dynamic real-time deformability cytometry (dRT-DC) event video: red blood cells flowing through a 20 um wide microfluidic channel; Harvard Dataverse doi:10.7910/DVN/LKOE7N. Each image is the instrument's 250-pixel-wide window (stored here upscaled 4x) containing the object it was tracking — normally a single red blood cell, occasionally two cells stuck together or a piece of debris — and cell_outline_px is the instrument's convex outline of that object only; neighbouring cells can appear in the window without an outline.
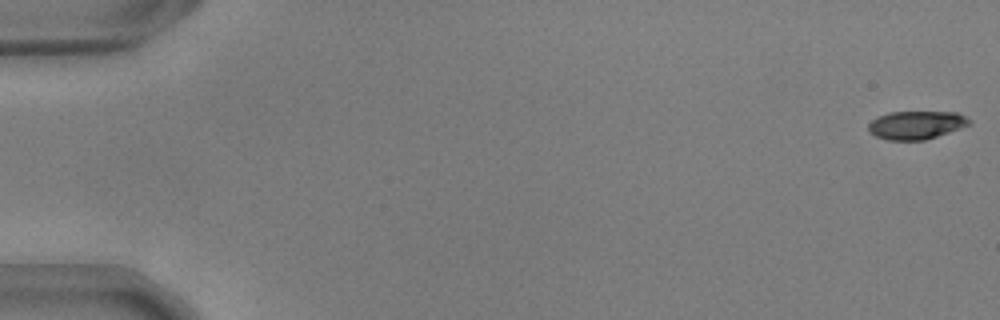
{"species": "common noctule bat (a hibernating species)", "species_latin": "Nyctalus noctula", "temperature_condition": "warm", "stored_images_in_passage": 53, "camera_frame_rate_fps": 3000, "um_per_image_px": 0.085, "animal": {"sex": "male", "body_mass_g": 17.9, "forearm_length_mm": 54.2}, "frame": {"image": 1, "passage_image": 1, "time_ms": 0.0, "image_size_px": [1000, 320], "cell_outline_px": [[972, 124], [924, 140], [888, 140], [876, 136], [868, 132], [868, 124], [876, 116], [888, 112], [956, 112], [972, 120]], "centroid_in_image_um": [77.85, 10.62], "position_along_channel_um": 7.1, "area_um2": 16.65}}
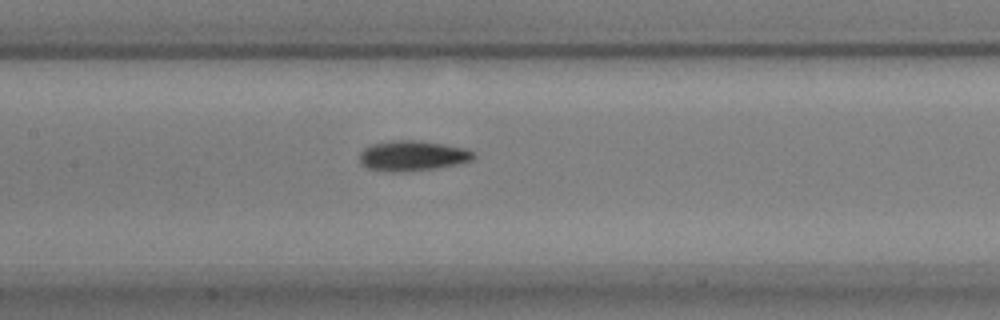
{"frame": {"image": 2, "passage_image": 27, "time_ms": 8.667, "image_size_px": [1000, 320], "cell_outline_px": [[476, 156], [472, 160], [460, 164], [436, 168], [408, 172], [392, 172], [368, 168], [360, 164], [360, 152], [364, 148], [372, 144], [392, 140], [420, 140], [468, 148], [476, 152]], "centroid_in_image_um": [35.11, 13.24], "position_along_channel_um": 172.3, "area_um2": 20.52}}
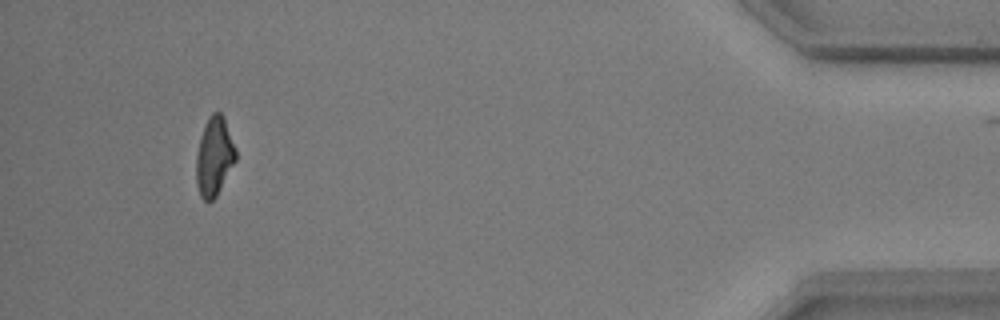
{"frame": {"image": 3, "passage_image": 52, "time_ms": 17.0, "image_size_px": [1000, 320], "cell_outline_px": [[236, 160], [216, 196], [212, 200], [204, 200], [200, 196], [196, 184], [196, 156], [200, 136], [208, 116], [212, 112], [220, 112], [224, 116], [236, 148]], "centroid_in_image_um": [18.21, 13.27], "position_along_channel_um": 417.0, "area_um2": 18.21}}